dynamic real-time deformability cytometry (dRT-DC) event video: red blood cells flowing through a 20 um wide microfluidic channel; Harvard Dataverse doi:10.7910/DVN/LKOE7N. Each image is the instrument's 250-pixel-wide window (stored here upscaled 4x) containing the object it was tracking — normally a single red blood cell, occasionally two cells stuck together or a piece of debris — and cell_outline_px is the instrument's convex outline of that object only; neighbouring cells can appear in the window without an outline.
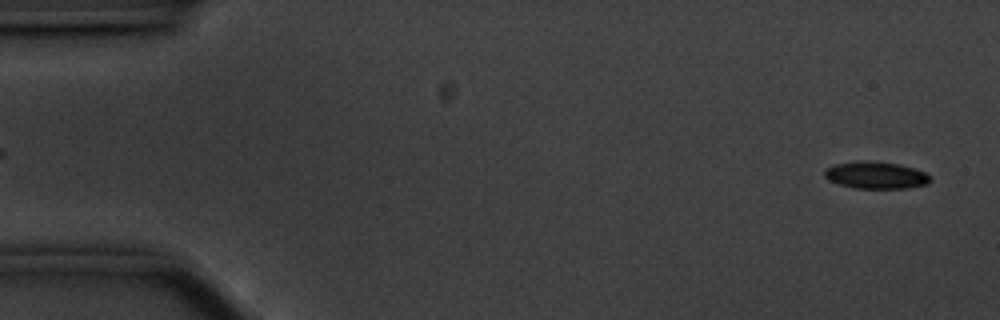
{"species": "common noctule bat (a hibernating species)", "species_latin": "Nyctalus noctula", "temperature_condition": "cold", "stored_images_in_passage": 57, "camera_frame_rate_fps": 3000, "um_per_image_px": 0.085, "animal": {"sex": "male", "body_mass_g": 20.1, "forearm_length_mm": 53.5}, "frame": {"image": 1, "passage_image": 2, "time_ms": 0.333, "image_size_px": [1000, 320], "cell_outline_px": [[932, 180], [928, 184], [908, 188], [856, 188], [840, 184], [828, 180], [824, 176], [824, 172], [828, 168], [836, 164], [860, 160], [864, 160], [900, 164], [916, 168], [924, 172]], "centroid_in_image_um": [74.47, 14.89], "position_along_channel_um": 10.5, "area_um2": 16.65}}
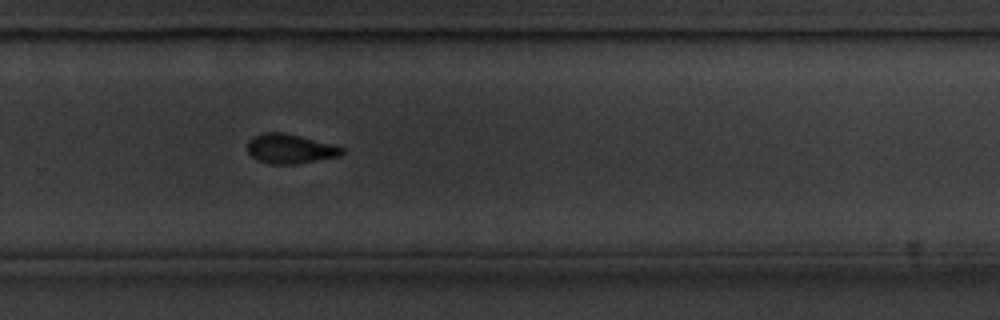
{"frame": {"image": 2, "passage_image": 37, "time_ms": 12.0, "image_size_px": [1000, 320], "cell_outline_px": [[344, 152], [340, 156], [296, 164], [268, 164], [256, 160], [248, 152], [248, 140], [252, 136], [260, 132], [284, 132], [336, 144], [344, 148]], "centroid_in_image_um": [24.66, 12.63], "position_along_channel_um": 305.1, "area_um2": 16.65}}
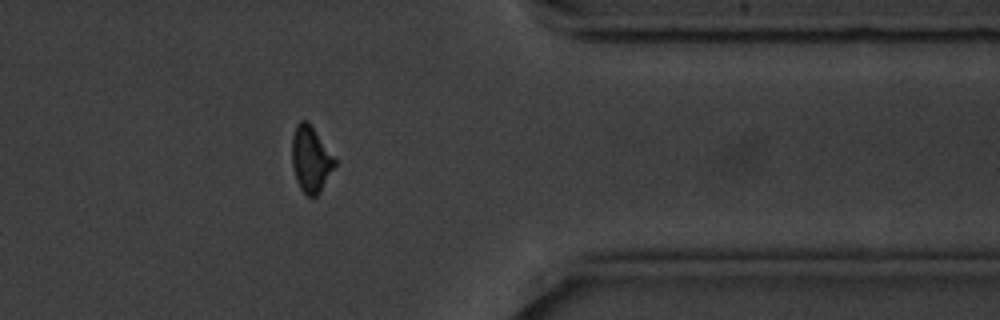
{"frame": {"image": 3, "passage_image": 45, "time_ms": 14.667, "image_size_px": [1000, 320], "cell_outline_px": [[336, 164], [320, 192], [316, 196], [308, 196], [300, 188], [296, 180], [292, 164], [292, 136], [296, 124], [300, 120], [308, 120], [336, 160]], "centroid_in_image_um": [26.4, 13.51], "position_along_channel_um": 385.0, "area_um2": 16.36}, "authors_computed_cell_mechanics": {"area_um2": 17.051, "velocity_mm_per_s": 3.5334, "shape_relaxation_time_tau1_ms": 2.8778, "shape_relaxation_time_tau2_ms": 5.7075, "deformation_change_tau1": 0.0839, "deformation_change_tau2": 0.0979}}